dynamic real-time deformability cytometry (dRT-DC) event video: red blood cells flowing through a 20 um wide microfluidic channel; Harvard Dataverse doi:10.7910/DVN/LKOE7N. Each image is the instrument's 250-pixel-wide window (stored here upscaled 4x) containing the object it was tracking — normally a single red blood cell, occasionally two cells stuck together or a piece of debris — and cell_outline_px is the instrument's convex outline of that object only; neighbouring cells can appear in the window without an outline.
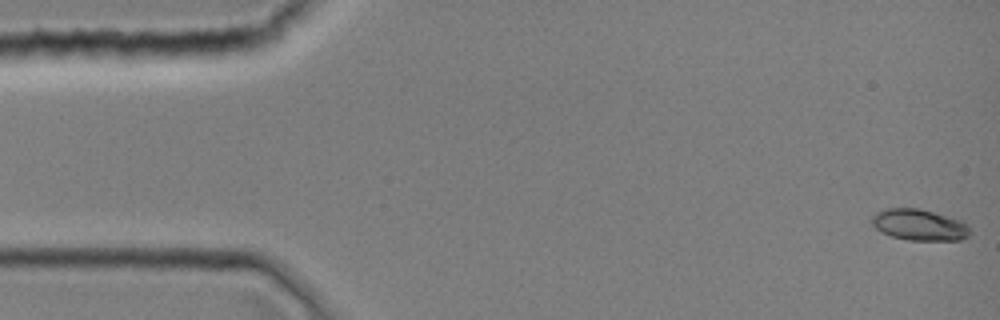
{"species": "common noctule bat (a hibernating species)", "species_latin": "Nyctalus noctula", "temperature_condition": "room temperature", "stored_images_in_passage": 4, "camera_frame_rate_fps": 3000, "um_per_image_px": 0.085, "animal": {"sex": "female", "body_mass_g": 19.0, "forearm_length_mm": 51.5}, "frame": {"image": 1, "passage_image": 1, "time_ms": 0.0, "image_size_px": [1000, 320], "cell_outline_px": [[972, 232], [968, 236], [960, 240], [908, 240], [892, 236], [880, 232], [872, 224], [872, 216], [876, 212], [884, 208], [920, 208], [964, 220], [968, 224]], "centroid_in_image_um": [78.18, 19.1], "position_along_channel_um": 6.8, "area_um2": 18.21}}